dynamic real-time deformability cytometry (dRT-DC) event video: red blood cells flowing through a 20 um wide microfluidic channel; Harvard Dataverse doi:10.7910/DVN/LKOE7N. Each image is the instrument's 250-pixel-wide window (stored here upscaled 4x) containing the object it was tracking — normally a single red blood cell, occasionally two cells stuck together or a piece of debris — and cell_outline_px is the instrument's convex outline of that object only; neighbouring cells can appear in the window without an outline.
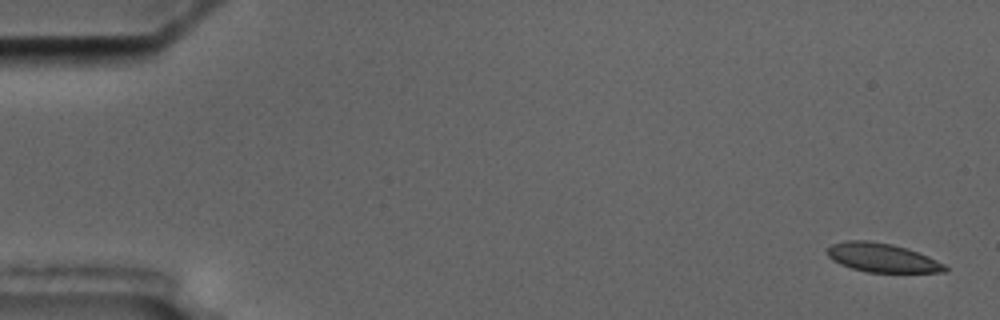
{"species": "common noctule bat (a hibernating species)", "species_latin": "Nyctalus noctula", "temperature_condition": "cold", "stored_images_in_passage": 4, "camera_frame_rate_fps": 3000, "um_per_image_px": 0.085, "animal": {"sex": "male", "body_mass_g": 17.5, "forearm_length_mm": 52.3}, "frame": {"image": 1, "passage_image": 1, "time_ms": 0.0, "image_size_px": [1000, 320], "cell_outline_px": [[948, 272], [868, 272], [852, 268], [840, 264], [832, 260], [828, 256], [828, 248], [832, 244], [844, 240], [868, 240], [892, 244], [928, 256], [944, 264], [948, 268]], "centroid_in_image_um": [74.97, 21.9], "position_along_channel_um": 10.0, "area_um2": 19.65}}